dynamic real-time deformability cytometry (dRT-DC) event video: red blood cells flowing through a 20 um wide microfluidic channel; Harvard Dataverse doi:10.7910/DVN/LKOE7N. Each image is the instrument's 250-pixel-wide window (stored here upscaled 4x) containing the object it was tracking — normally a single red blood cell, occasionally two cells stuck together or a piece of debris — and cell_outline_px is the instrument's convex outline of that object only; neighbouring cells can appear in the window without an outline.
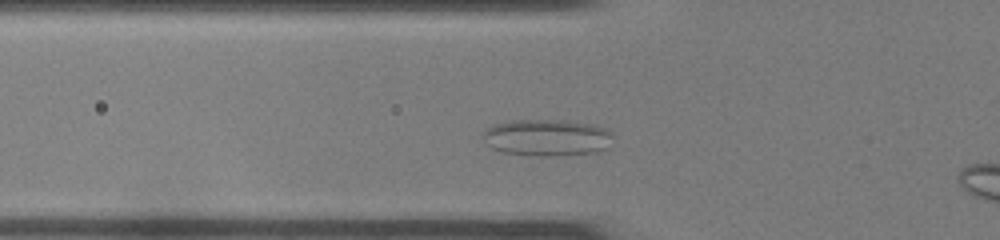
{"species": "common noctule bat (a hibernating species)", "species_latin": "Nyctalus noctula", "temperature_condition": "room temperature", "stored_images_in_passage": 20, "camera_frame_rate_fps": 3000, "um_per_image_px": 0.085, "animal": {"sex": "female", "body_mass_g": 22.0, "forearm_length_mm": 56.7}, "frame": {"image": 1, "passage_image": 7, "time_ms": 2.0, "image_size_px": [1000, 240], "cell_outline_px": [[612, 136], [608, 148], [596, 152], [552, 156], [528, 156], [504, 152], [492, 148], [484, 140], [480, 132], [484, 128], [492, 124], [504, 120], [568, 120], [596, 124], [608, 128], [612, 132]], "centroid_in_image_um": [46.47, 11.67], "position_along_channel_um": 79.3, "area_um2": 28.61}}
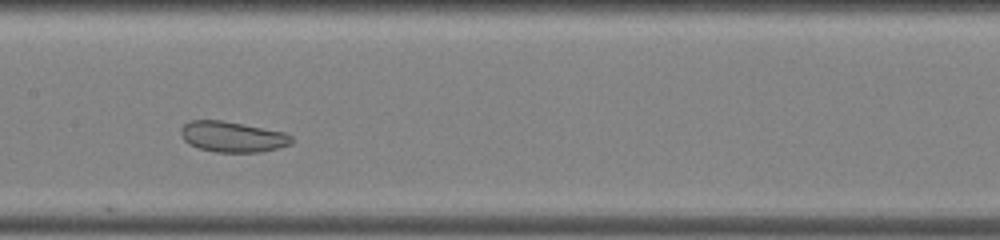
{"frame": {"image": 2, "passage_image": 15, "time_ms": 4.667, "image_size_px": [1000, 240], "cell_outline_px": [[292, 144], [280, 148], [260, 152], [216, 152], [196, 148], [188, 144], [184, 140], [180, 132], [180, 128], [188, 120], [220, 120], [288, 132], [292, 136]], "centroid_in_image_um": [19.77, 11.63], "position_along_channel_um": 187.6, "area_um2": 20.11}}
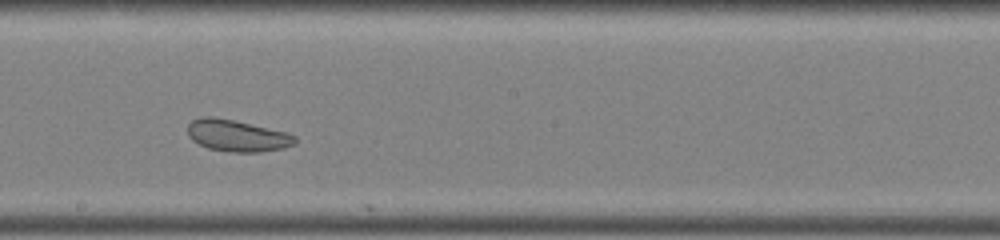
{"frame": {"image": 3, "passage_image": 18, "time_ms": 5.667, "image_size_px": [1000, 240], "cell_outline_px": [[296, 140], [292, 144], [284, 148], [260, 152], [228, 152], [208, 148], [192, 140], [188, 136], [188, 124], [192, 120], [200, 116], [212, 116], [232, 120], [288, 132], [296, 136]], "centroid_in_image_um": [20.13, 11.53], "position_along_channel_um": 228.1, "area_um2": 19.83}}